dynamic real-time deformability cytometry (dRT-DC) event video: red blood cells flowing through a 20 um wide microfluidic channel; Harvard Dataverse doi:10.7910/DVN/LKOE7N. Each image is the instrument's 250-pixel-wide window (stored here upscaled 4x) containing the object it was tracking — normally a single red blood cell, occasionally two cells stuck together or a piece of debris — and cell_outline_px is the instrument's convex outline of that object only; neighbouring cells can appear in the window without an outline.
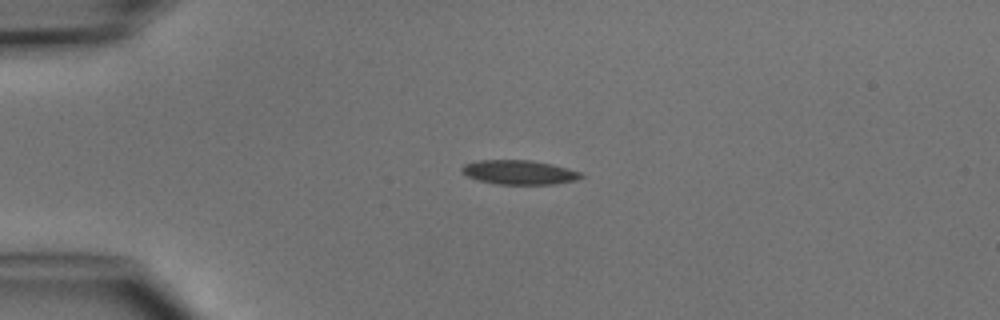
{"species": "common noctule bat (a hibernating species)", "species_latin": "Nyctalus noctula", "temperature_condition": "cold", "stored_images_in_passage": 5, "camera_frame_rate_fps": 3000, "um_per_image_px": 0.085, "animal": {"sex": "male", "body_mass_g": 15.6}, "frame": {"image": 1, "passage_image": 3, "time_ms": 2.333, "image_size_px": [1000, 320], "cell_outline_px": [[584, 176], [576, 180], [552, 184], [496, 184], [476, 180], [460, 172], [460, 168], [464, 164], [476, 160], [532, 160], [552, 164], [580, 172]], "centroid_in_image_um": [44.07, 14.64], "position_along_channel_um": 40.9, "area_um2": 16.94}}